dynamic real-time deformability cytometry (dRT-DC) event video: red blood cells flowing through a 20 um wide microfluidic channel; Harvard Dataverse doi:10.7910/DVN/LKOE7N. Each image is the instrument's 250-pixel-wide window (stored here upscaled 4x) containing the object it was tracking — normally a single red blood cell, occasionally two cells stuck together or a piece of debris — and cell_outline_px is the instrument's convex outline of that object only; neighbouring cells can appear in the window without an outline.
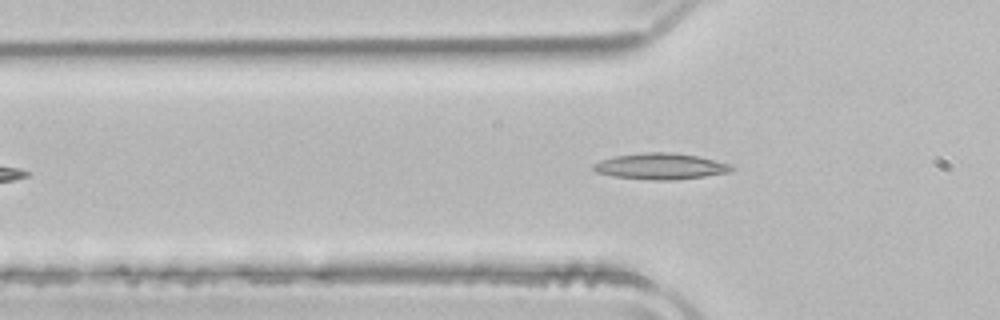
{"species": "common noctule bat (a hibernating species)", "species_latin": "Nyctalus noctula", "temperature_condition": "room temperature", "stored_images_in_passage": 37, "camera_frame_rate_fps": 3000, "um_per_image_px": 0.085, "animal": {"sex": "male", "body_mass_g": 21.5, "forearm_length_mm": 52.0}, "frame": {"image": 1, "passage_image": 6, "time_ms": 1.667, "image_size_px": [1000, 320], "cell_outline_px": [[732, 172], [704, 176], [668, 180], [652, 180], [612, 176], [596, 172], [592, 168], [592, 164], [600, 160], [616, 156], [644, 152], [672, 152], [700, 156], [732, 164]], "centroid_in_image_um": [56.15, 14.12], "position_along_channel_um": 69.6, "area_um2": 21.1}}
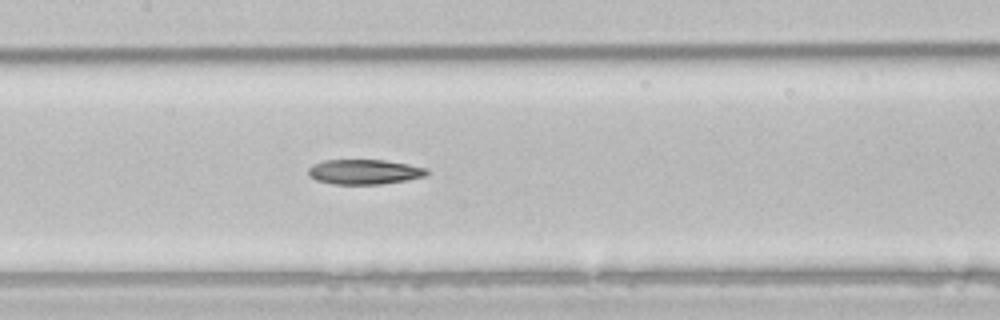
{"frame": {"image": 2, "passage_image": 14, "time_ms": 4.333, "image_size_px": [1000, 320], "cell_outline_px": [[428, 176], [380, 184], [332, 184], [316, 180], [308, 176], [308, 168], [312, 164], [324, 160], [384, 160], [408, 164], [428, 168]], "centroid_in_image_um": [30.95, 14.6], "position_along_channel_um": 176.4, "area_um2": 17.28}}
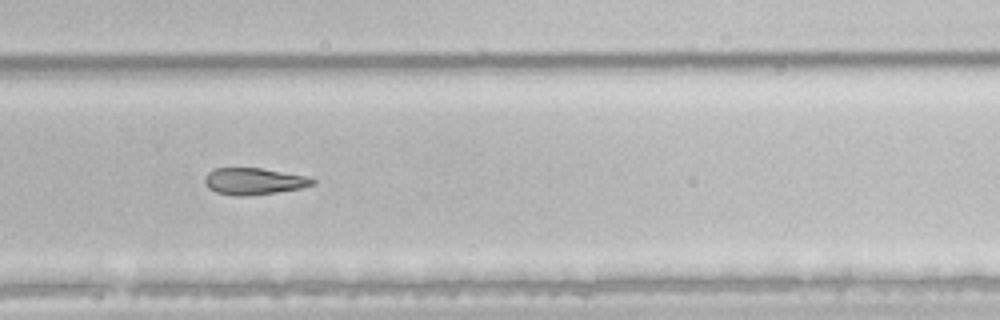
{"frame": {"image": 3, "passage_image": 24, "time_ms": 7.667, "image_size_px": [1000, 320], "cell_outline_px": [[316, 184], [300, 188], [276, 192], [248, 196], [236, 196], [216, 192], [208, 188], [204, 184], [204, 176], [212, 168], [260, 168], [308, 176], [316, 180]], "centroid_in_image_um": [21.56, 15.4], "position_along_channel_um": 308.2, "area_um2": 16.94}, "authors_computed_cell_mechanics": {"area_um2": 18.3804, "velocity_mm_per_s": 3.9728, "shape_relaxation_time_tau1_ms": 6.5818, "shape_relaxation_time_tau2_ms": null, "deformation_change_tau1": 0.1535, "deformation_change_tau2": null}}